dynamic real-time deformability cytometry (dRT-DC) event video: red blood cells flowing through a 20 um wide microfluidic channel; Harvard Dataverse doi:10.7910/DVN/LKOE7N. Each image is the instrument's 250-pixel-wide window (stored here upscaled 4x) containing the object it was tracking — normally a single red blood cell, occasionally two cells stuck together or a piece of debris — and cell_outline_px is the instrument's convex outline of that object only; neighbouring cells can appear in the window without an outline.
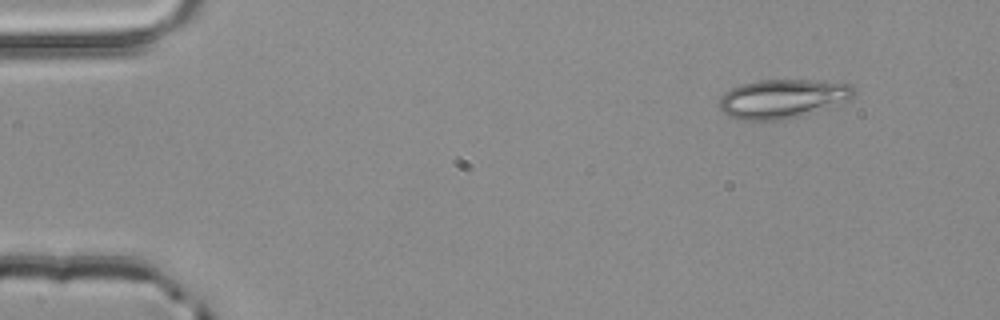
{"species": "common noctule bat (a hibernating species)", "species_latin": "Nyctalus noctula", "temperature_condition": "room temperature", "stored_images_in_passage": 2, "camera_frame_rate_fps": 3000, "um_per_image_px": 0.085, "animal": {"sex": "male", "body_mass_g": 20.4}, "frame": {"image": 1, "passage_image": 1, "time_ms": 0.0, "image_size_px": [1000, 320], "cell_outline_px": [[856, 92], [848, 100], [816, 112], [800, 116], [780, 120], [740, 120], [728, 116], [720, 112], [720, 96], [724, 92], [740, 84], [760, 80], [808, 80], [852, 84], [856, 88]], "centroid_in_image_um": [66.5, 8.4], "position_along_channel_um": 18.5, "area_um2": 30.75}}